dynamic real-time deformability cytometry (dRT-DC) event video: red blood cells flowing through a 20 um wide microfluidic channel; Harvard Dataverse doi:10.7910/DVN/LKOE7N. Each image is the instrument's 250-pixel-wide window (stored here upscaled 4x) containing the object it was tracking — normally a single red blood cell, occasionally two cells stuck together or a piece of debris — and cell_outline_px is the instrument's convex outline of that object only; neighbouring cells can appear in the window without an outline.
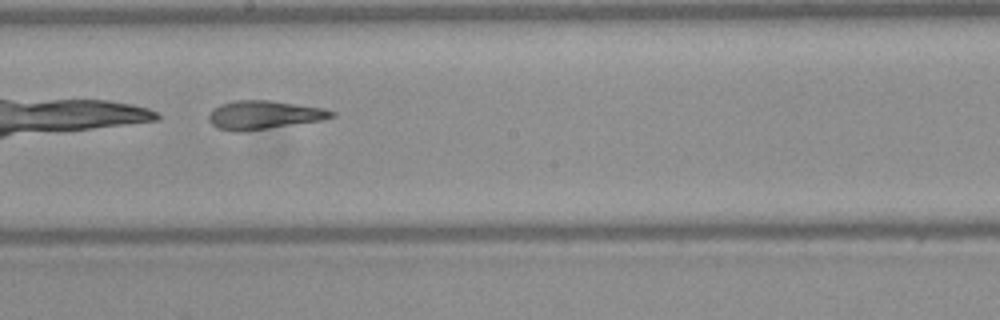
{"species": "Egyptian fruit bat (a non-hibernating species)", "species_latin": "Rousettus aegyptiacus", "temperature_condition": "warm", "stored_images_in_passage": 14, "camera_frame_rate_fps": 3000, "um_per_image_px": 0.085, "frame": {"image": 1, "passage_image": 12, "time_ms": 3.667, "image_size_px": [1000, 320], "cell_outline_px": [[336, 116], [320, 120], [268, 128], [240, 132], [232, 132], [216, 128], [208, 120], [208, 116], [212, 108], [220, 104], [236, 100], [272, 100], [324, 108], [336, 112]], "centroid_in_image_um": [22.39, 9.76], "position_along_channel_um": 225.8, "area_um2": 20.58}}